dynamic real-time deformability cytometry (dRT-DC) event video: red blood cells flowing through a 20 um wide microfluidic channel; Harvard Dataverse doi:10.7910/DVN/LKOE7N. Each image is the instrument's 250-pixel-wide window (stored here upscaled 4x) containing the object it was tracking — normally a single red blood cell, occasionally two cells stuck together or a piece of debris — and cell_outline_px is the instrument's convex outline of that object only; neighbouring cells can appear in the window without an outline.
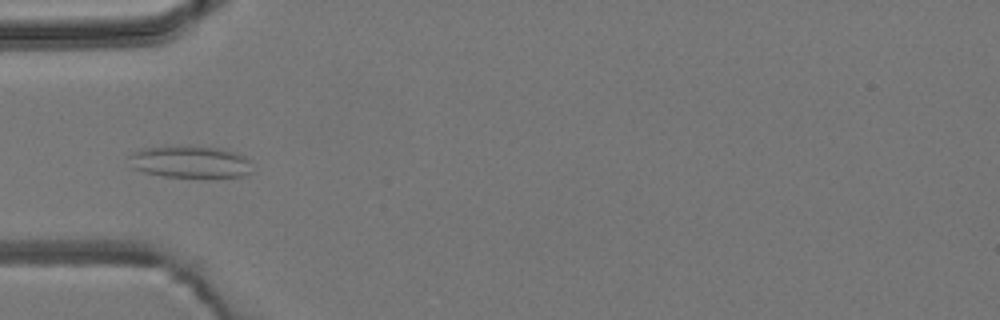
{"species": "common noctule bat (a hibernating species)", "species_latin": "Nyctalus noctula", "temperature_condition": "room temperature", "stored_images_in_passage": 10, "camera_frame_rate_fps": 3000, "um_per_image_px": 0.085, "animal": {"sex": "male", "body_mass_g": 19.2, "forearm_length_mm": 51.8}, "frame": {"image": 1, "passage_image": 4, "time_ms": 4.333, "image_size_px": [1000, 320], "cell_outline_px": [[248, 172], [244, 176], [164, 176], [144, 172], [132, 168], [128, 156], [140, 148], [164, 144], [188, 144], [220, 148], [236, 152], [244, 156], [248, 160]], "centroid_in_image_um": [16.04, 13.69], "position_along_channel_um": 69.0, "area_um2": 23.29}}
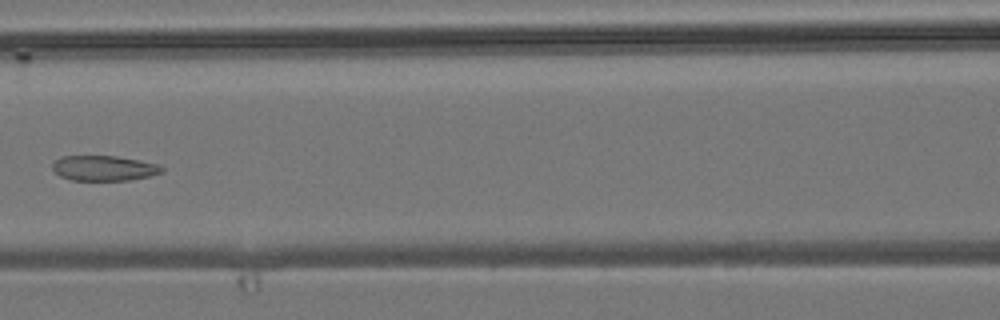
{"frame": {"image": 2, "passage_image": 6, "time_ms": 6.667, "image_size_px": [1000, 320], "cell_outline_px": [[164, 172], [148, 176], [128, 180], [72, 180], [60, 176], [52, 168], [52, 164], [60, 156], [116, 156], [160, 164], [164, 168]], "centroid_in_image_um": [8.85, 14.29], "position_along_channel_um": 157.8, "area_um2": 16.01}}
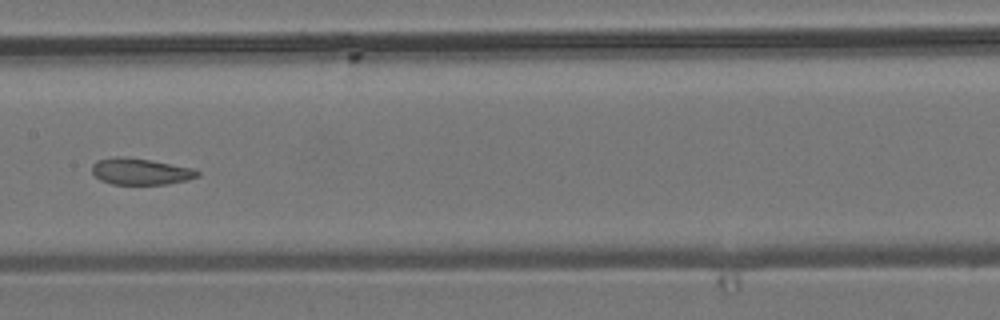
{"frame": {"image": 3, "passage_image": 7, "time_ms": 7.667, "image_size_px": [1000, 320], "cell_outline_px": [[200, 176], [188, 180], [168, 184], [112, 184], [100, 180], [92, 172], [92, 164], [96, 160], [112, 156], [128, 156], [152, 160], [192, 168], [200, 172]], "centroid_in_image_um": [11.93, 14.56], "position_along_channel_um": 195.5, "area_um2": 16.53}}